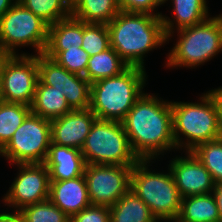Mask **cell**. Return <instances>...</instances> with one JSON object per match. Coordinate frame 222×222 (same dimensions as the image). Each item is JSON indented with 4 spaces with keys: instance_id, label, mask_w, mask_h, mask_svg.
Instances as JSON below:
<instances>
[{
    "instance_id": "obj_1",
    "label": "cell",
    "mask_w": 222,
    "mask_h": 222,
    "mask_svg": "<svg viewBox=\"0 0 222 222\" xmlns=\"http://www.w3.org/2000/svg\"><path fill=\"white\" fill-rule=\"evenodd\" d=\"M144 93L122 121L134 154L139 160H156L176 148L171 101Z\"/></svg>"
},
{
    "instance_id": "obj_2",
    "label": "cell",
    "mask_w": 222,
    "mask_h": 222,
    "mask_svg": "<svg viewBox=\"0 0 222 222\" xmlns=\"http://www.w3.org/2000/svg\"><path fill=\"white\" fill-rule=\"evenodd\" d=\"M107 28L110 46L129 66L145 68L146 53L167 43L157 15L120 11Z\"/></svg>"
},
{
    "instance_id": "obj_3",
    "label": "cell",
    "mask_w": 222,
    "mask_h": 222,
    "mask_svg": "<svg viewBox=\"0 0 222 222\" xmlns=\"http://www.w3.org/2000/svg\"><path fill=\"white\" fill-rule=\"evenodd\" d=\"M145 68L129 66L120 75L91 83L90 110L99 120L122 122L144 94Z\"/></svg>"
},
{
    "instance_id": "obj_4",
    "label": "cell",
    "mask_w": 222,
    "mask_h": 222,
    "mask_svg": "<svg viewBox=\"0 0 222 222\" xmlns=\"http://www.w3.org/2000/svg\"><path fill=\"white\" fill-rule=\"evenodd\" d=\"M199 99L201 101L197 103L171 101L173 138L177 149L192 151L198 144L221 138L215 96L209 90Z\"/></svg>"
},
{
    "instance_id": "obj_5",
    "label": "cell",
    "mask_w": 222,
    "mask_h": 222,
    "mask_svg": "<svg viewBox=\"0 0 222 222\" xmlns=\"http://www.w3.org/2000/svg\"><path fill=\"white\" fill-rule=\"evenodd\" d=\"M151 160H139L133 167L130 177V190L133 191L149 207L152 214L160 222H175L182 197L178 192L173 175L155 172L149 169Z\"/></svg>"
},
{
    "instance_id": "obj_6",
    "label": "cell",
    "mask_w": 222,
    "mask_h": 222,
    "mask_svg": "<svg viewBox=\"0 0 222 222\" xmlns=\"http://www.w3.org/2000/svg\"><path fill=\"white\" fill-rule=\"evenodd\" d=\"M175 46L167 55L165 67L196 68L222 52V22L219 15L177 30Z\"/></svg>"
},
{
    "instance_id": "obj_7",
    "label": "cell",
    "mask_w": 222,
    "mask_h": 222,
    "mask_svg": "<svg viewBox=\"0 0 222 222\" xmlns=\"http://www.w3.org/2000/svg\"><path fill=\"white\" fill-rule=\"evenodd\" d=\"M86 164L134 166V154L122 122L96 119L81 148Z\"/></svg>"
},
{
    "instance_id": "obj_8",
    "label": "cell",
    "mask_w": 222,
    "mask_h": 222,
    "mask_svg": "<svg viewBox=\"0 0 222 222\" xmlns=\"http://www.w3.org/2000/svg\"><path fill=\"white\" fill-rule=\"evenodd\" d=\"M48 27L45 21L16 1L0 17V53L16 55L18 47L31 46L35 55L43 54L48 41Z\"/></svg>"
},
{
    "instance_id": "obj_9",
    "label": "cell",
    "mask_w": 222,
    "mask_h": 222,
    "mask_svg": "<svg viewBox=\"0 0 222 222\" xmlns=\"http://www.w3.org/2000/svg\"><path fill=\"white\" fill-rule=\"evenodd\" d=\"M51 143V120L30 113L0 150L12 165L44 163Z\"/></svg>"
},
{
    "instance_id": "obj_10",
    "label": "cell",
    "mask_w": 222,
    "mask_h": 222,
    "mask_svg": "<svg viewBox=\"0 0 222 222\" xmlns=\"http://www.w3.org/2000/svg\"><path fill=\"white\" fill-rule=\"evenodd\" d=\"M1 80L2 101L31 106L38 82V55L3 54Z\"/></svg>"
},
{
    "instance_id": "obj_11",
    "label": "cell",
    "mask_w": 222,
    "mask_h": 222,
    "mask_svg": "<svg viewBox=\"0 0 222 222\" xmlns=\"http://www.w3.org/2000/svg\"><path fill=\"white\" fill-rule=\"evenodd\" d=\"M133 166L86 164V180L92 205H114L129 189Z\"/></svg>"
},
{
    "instance_id": "obj_12",
    "label": "cell",
    "mask_w": 222,
    "mask_h": 222,
    "mask_svg": "<svg viewBox=\"0 0 222 222\" xmlns=\"http://www.w3.org/2000/svg\"><path fill=\"white\" fill-rule=\"evenodd\" d=\"M16 166L19 173L2 198L5 206L14 208V213L49 199L50 189L49 171L44 163H19Z\"/></svg>"
},
{
    "instance_id": "obj_13",
    "label": "cell",
    "mask_w": 222,
    "mask_h": 222,
    "mask_svg": "<svg viewBox=\"0 0 222 222\" xmlns=\"http://www.w3.org/2000/svg\"><path fill=\"white\" fill-rule=\"evenodd\" d=\"M38 80L64 93L72 110L90 108L91 83L84 76L70 73L45 54L38 55Z\"/></svg>"
},
{
    "instance_id": "obj_14",
    "label": "cell",
    "mask_w": 222,
    "mask_h": 222,
    "mask_svg": "<svg viewBox=\"0 0 222 222\" xmlns=\"http://www.w3.org/2000/svg\"><path fill=\"white\" fill-rule=\"evenodd\" d=\"M184 155L172 158L168 165L181 197L213 193L215 183L210 172L191 151Z\"/></svg>"
},
{
    "instance_id": "obj_15",
    "label": "cell",
    "mask_w": 222,
    "mask_h": 222,
    "mask_svg": "<svg viewBox=\"0 0 222 222\" xmlns=\"http://www.w3.org/2000/svg\"><path fill=\"white\" fill-rule=\"evenodd\" d=\"M96 115L89 109L71 110L51 120V142L81 150Z\"/></svg>"
},
{
    "instance_id": "obj_16",
    "label": "cell",
    "mask_w": 222,
    "mask_h": 222,
    "mask_svg": "<svg viewBox=\"0 0 222 222\" xmlns=\"http://www.w3.org/2000/svg\"><path fill=\"white\" fill-rule=\"evenodd\" d=\"M44 165L50 181H64L84 175L86 162L81 150L51 142Z\"/></svg>"
},
{
    "instance_id": "obj_17",
    "label": "cell",
    "mask_w": 222,
    "mask_h": 222,
    "mask_svg": "<svg viewBox=\"0 0 222 222\" xmlns=\"http://www.w3.org/2000/svg\"><path fill=\"white\" fill-rule=\"evenodd\" d=\"M49 200L69 217L91 205L84 175L64 181H50Z\"/></svg>"
},
{
    "instance_id": "obj_18",
    "label": "cell",
    "mask_w": 222,
    "mask_h": 222,
    "mask_svg": "<svg viewBox=\"0 0 222 222\" xmlns=\"http://www.w3.org/2000/svg\"><path fill=\"white\" fill-rule=\"evenodd\" d=\"M169 0H164V3ZM174 20L161 15L164 33L167 42L175 33V29L179 30L185 27L194 26L207 20L209 16L208 4L206 0H170ZM176 19V20H175ZM176 27V28H175Z\"/></svg>"
},
{
    "instance_id": "obj_19",
    "label": "cell",
    "mask_w": 222,
    "mask_h": 222,
    "mask_svg": "<svg viewBox=\"0 0 222 222\" xmlns=\"http://www.w3.org/2000/svg\"><path fill=\"white\" fill-rule=\"evenodd\" d=\"M83 41V21L70 16L48 27V41L44 53L54 59L61 51L79 48Z\"/></svg>"
},
{
    "instance_id": "obj_20",
    "label": "cell",
    "mask_w": 222,
    "mask_h": 222,
    "mask_svg": "<svg viewBox=\"0 0 222 222\" xmlns=\"http://www.w3.org/2000/svg\"><path fill=\"white\" fill-rule=\"evenodd\" d=\"M30 107L31 113L48 120L61 117L72 110L66 102L64 93L53 86L42 84L39 80Z\"/></svg>"
},
{
    "instance_id": "obj_21",
    "label": "cell",
    "mask_w": 222,
    "mask_h": 222,
    "mask_svg": "<svg viewBox=\"0 0 222 222\" xmlns=\"http://www.w3.org/2000/svg\"><path fill=\"white\" fill-rule=\"evenodd\" d=\"M175 222H220L214 194L182 198L180 212Z\"/></svg>"
},
{
    "instance_id": "obj_22",
    "label": "cell",
    "mask_w": 222,
    "mask_h": 222,
    "mask_svg": "<svg viewBox=\"0 0 222 222\" xmlns=\"http://www.w3.org/2000/svg\"><path fill=\"white\" fill-rule=\"evenodd\" d=\"M110 208V222H159L146 203L130 189Z\"/></svg>"
},
{
    "instance_id": "obj_23",
    "label": "cell",
    "mask_w": 222,
    "mask_h": 222,
    "mask_svg": "<svg viewBox=\"0 0 222 222\" xmlns=\"http://www.w3.org/2000/svg\"><path fill=\"white\" fill-rule=\"evenodd\" d=\"M117 0H77L71 6V16L86 23L105 24L120 12Z\"/></svg>"
},
{
    "instance_id": "obj_24",
    "label": "cell",
    "mask_w": 222,
    "mask_h": 222,
    "mask_svg": "<svg viewBox=\"0 0 222 222\" xmlns=\"http://www.w3.org/2000/svg\"><path fill=\"white\" fill-rule=\"evenodd\" d=\"M128 67L129 65L110 46L105 51L89 57L84 77L93 83L103 78L120 75Z\"/></svg>"
},
{
    "instance_id": "obj_25",
    "label": "cell",
    "mask_w": 222,
    "mask_h": 222,
    "mask_svg": "<svg viewBox=\"0 0 222 222\" xmlns=\"http://www.w3.org/2000/svg\"><path fill=\"white\" fill-rule=\"evenodd\" d=\"M30 113L28 105L0 101V150Z\"/></svg>"
},
{
    "instance_id": "obj_26",
    "label": "cell",
    "mask_w": 222,
    "mask_h": 222,
    "mask_svg": "<svg viewBox=\"0 0 222 222\" xmlns=\"http://www.w3.org/2000/svg\"><path fill=\"white\" fill-rule=\"evenodd\" d=\"M48 25L71 16V5L67 0H17Z\"/></svg>"
},
{
    "instance_id": "obj_27",
    "label": "cell",
    "mask_w": 222,
    "mask_h": 222,
    "mask_svg": "<svg viewBox=\"0 0 222 222\" xmlns=\"http://www.w3.org/2000/svg\"><path fill=\"white\" fill-rule=\"evenodd\" d=\"M16 214L20 222H70V217L49 199L25 206Z\"/></svg>"
},
{
    "instance_id": "obj_28",
    "label": "cell",
    "mask_w": 222,
    "mask_h": 222,
    "mask_svg": "<svg viewBox=\"0 0 222 222\" xmlns=\"http://www.w3.org/2000/svg\"><path fill=\"white\" fill-rule=\"evenodd\" d=\"M191 152L210 172L215 184L222 182V138L198 144Z\"/></svg>"
},
{
    "instance_id": "obj_29",
    "label": "cell",
    "mask_w": 222,
    "mask_h": 222,
    "mask_svg": "<svg viewBox=\"0 0 222 222\" xmlns=\"http://www.w3.org/2000/svg\"><path fill=\"white\" fill-rule=\"evenodd\" d=\"M81 47L94 56L110 47L109 31L105 24L83 22V41Z\"/></svg>"
},
{
    "instance_id": "obj_30",
    "label": "cell",
    "mask_w": 222,
    "mask_h": 222,
    "mask_svg": "<svg viewBox=\"0 0 222 222\" xmlns=\"http://www.w3.org/2000/svg\"><path fill=\"white\" fill-rule=\"evenodd\" d=\"M53 60L70 73L84 76L88 66L89 55L82 47H79L61 51Z\"/></svg>"
},
{
    "instance_id": "obj_31",
    "label": "cell",
    "mask_w": 222,
    "mask_h": 222,
    "mask_svg": "<svg viewBox=\"0 0 222 222\" xmlns=\"http://www.w3.org/2000/svg\"><path fill=\"white\" fill-rule=\"evenodd\" d=\"M70 222H110V208L104 205H89L70 217Z\"/></svg>"
},
{
    "instance_id": "obj_32",
    "label": "cell",
    "mask_w": 222,
    "mask_h": 222,
    "mask_svg": "<svg viewBox=\"0 0 222 222\" xmlns=\"http://www.w3.org/2000/svg\"><path fill=\"white\" fill-rule=\"evenodd\" d=\"M117 2L121 11L157 16H161L162 13H155L156 8L164 4V0H117Z\"/></svg>"
},
{
    "instance_id": "obj_33",
    "label": "cell",
    "mask_w": 222,
    "mask_h": 222,
    "mask_svg": "<svg viewBox=\"0 0 222 222\" xmlns=\"http://www.w3.org/2000/svg\"><path fill=\"white\" fill-rule=\"evenodd\" d=\"M213 194L218 206L220 222H222V182L215 184Z\"/></svg>"
},
{
    "instance_id": "obj_34",
    "label": "cell",
    "mask_w": 222,
    "mask_h": 222,
    "mask_svg": "<svg viewBox=\"0 0 222 222\" xmlns=\"http://www.w3.org/2000/svg\"><path fill=\"white\" fill-rule=\"evenodd\" d=\"M213 95L215 96L216 103L219 110V120H220V134L222 138V87L211 90Z\"/></svg>"
},
{
    "instance_id": "obj_35",
    "label": "cell",
    "mask_w": 222,
    "mask_h": 222,
    "mask_svg": "<svg viewBox=\"0 0 222 222\" xmlns=\"http://www.w3.org/2000/svg\"><path fill=\"white\" fill-rule=\"evenodd\" d=\"M0 222H20L16 213H0Z\"/></svg>"
},
{
    "instance_id": "obj_36",
    "label": "cell",
    "mask_w": 222,
    "mask_h": 222,
    "mask_svg": "<svg viewBox=\"0 0 222 222\" xmlns=\"http://www.w3.org/2000/svg\"><path fill=\"white\" fill-rule=\"evenodd\" d=\"M17 0H0V17L4 15Z\"/></svg>"
},
{
    "instance_id": "obj_37",
    "label": "cell",
    "mask_w": 222,
    "mask_h": 222,
    "mask_svg": "<svg viewBox=\"0 0 222 222\" xmlns=\"http://www.w3.org/2000/svg\"><path fill=\"white\" fill-rule=\"evenodd\" d=\"M3 54L0 53V101L3 99L2 93V80H1V67H2Z\"/></svg>"
},
{
    "instance_id": "obj_38",
    "label": "cell",
    "mask_w": 222,
    "mask_h": 222,
    "mask_svg": "<svg viewBox=\"0 0 222 222\" xmlns=\"http://www.w3.org/2000/svg\"><path fill=\"white\" fill-rule=\"evenodd\" d=\"M77 0H67V2L72 6Z\"/></svg>"
}]
</instances>
